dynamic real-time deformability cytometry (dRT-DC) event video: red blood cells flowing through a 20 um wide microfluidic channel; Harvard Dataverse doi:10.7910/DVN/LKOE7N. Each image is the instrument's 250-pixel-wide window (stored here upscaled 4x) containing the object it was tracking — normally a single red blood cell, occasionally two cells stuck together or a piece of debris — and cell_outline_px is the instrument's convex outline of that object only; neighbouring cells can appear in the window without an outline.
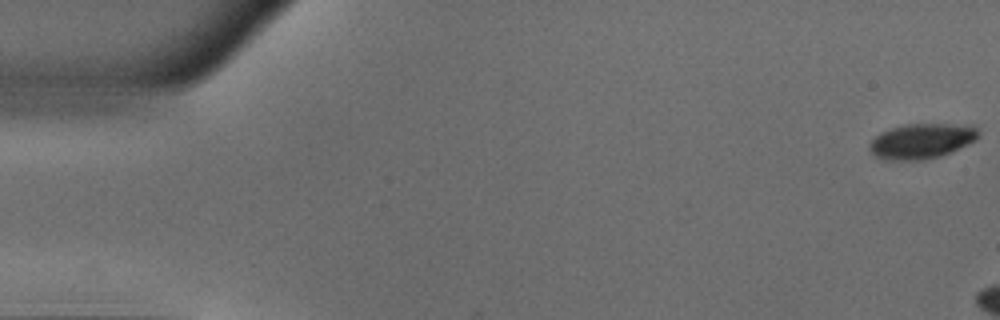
{"species": "common noctule bat (a hibernating species)", "species_latin": "Nyctalus noctula", "temperature_condition": "warm", "stored_images_in_passage": 9, "camera_frame_rate_fps": 3000, "um_per_image_px": 0.085, "animal": {"sex": "male", "body_mass_g": 18.8}, "frame": {"image": 1, "passage_image": 1, "time_ms": 0.0, "image_size_px": [1000, 320], "cell_outline_px": [[980, 136], [976, 140], [940, 156], [920, 160], [888, 160], [876, 156], [868, 148], [868, 144], [880, 132], [892, 128], [908, 124], [976, 124], [980, 132]], "centroid_in_image_um": [78.38, 11.97], "position_along_channel_um": 6.6, "area_um2": 22.37}}